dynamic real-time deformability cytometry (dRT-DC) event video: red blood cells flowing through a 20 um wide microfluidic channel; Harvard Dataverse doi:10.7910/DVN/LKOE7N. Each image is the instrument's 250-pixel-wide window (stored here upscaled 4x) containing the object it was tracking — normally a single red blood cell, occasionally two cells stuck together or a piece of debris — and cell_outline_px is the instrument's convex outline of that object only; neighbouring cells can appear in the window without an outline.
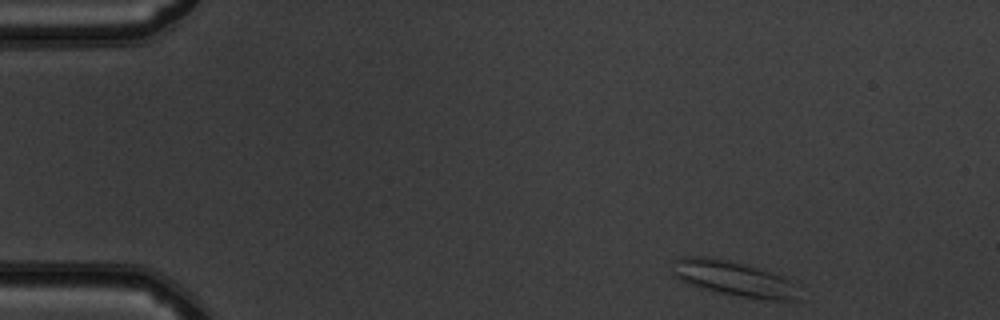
{"species": "common noctule bat (a hibernating species)", "species_latin": "Nyctalus noctula", "temperature_condition": "warm", "stored_images_in_passage": 47, "camera_frame_rate_fps": 3000, "um_per_image_px": 0.085, "animal": {"sex": "male", "body_mass_g": 19.5, "forearm_length_mm": 54.6}, "frame": {"image": 1, "passage_image": 1, "time_ms": 0.0, "image_size_px": [1000, 320], "cell_outline_px": [[800, 300], [772, 300], [740, 296], [700, 288], [688, 284], [680, 280], [672, 272], [676, 256], [704, 256], [744, 264], [784, 276], [792, 284]], "centroid_in_image_um": [62.31, 23.67], "position_along_channel_um": 22.7, "area_um2": 25.37}}
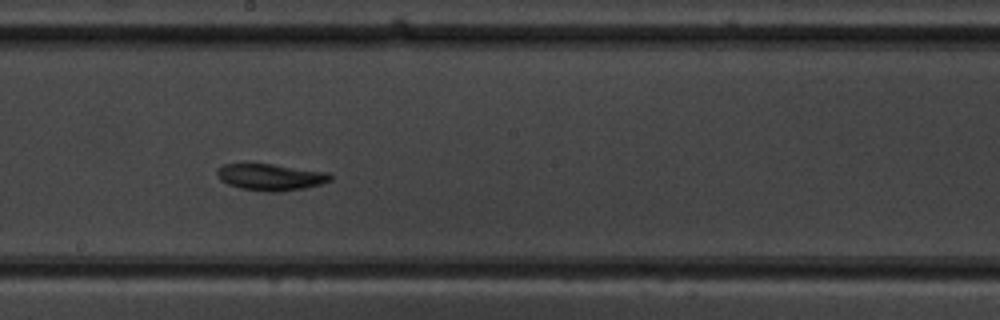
{"frame": {"image": 2, "passage_image": 24, "time_ms": 7.667, "image_size_px": [1000, 320], "cell_outline_px": [[332, 180], [320, 184], [304, 188], [280, 192], [268, 192], [240, 188], [228, 184], [220, 180], [216, 172], [224, 164], [272, 164], [332, 172]], "centroid_in_image_um": [23.06, 15.05], "position_along_channel_um": 225.1, "area_um2": 17.63}}
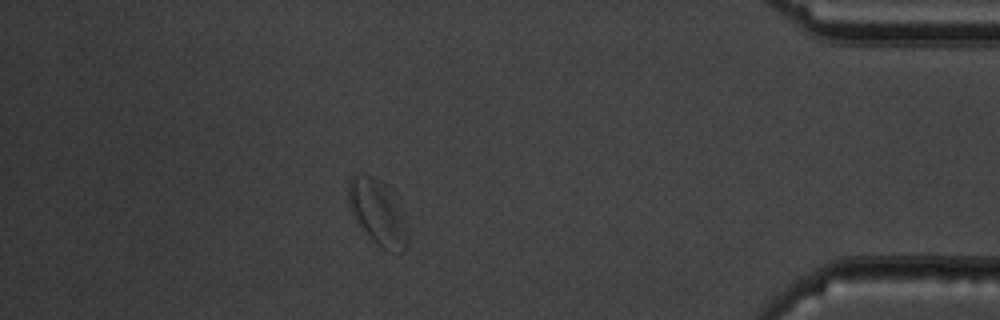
{"frame": {"image": 3, "passage_image": 41, "time_ms": 13.333, "image_size_px": [1000, 320], "cell_outline_px": [[408, 244], [404, 252], [400, 252], [384, 248], [376, 244], [360, 224], [348, 200], [348, 184], [352, 176], [372, 176], [380, 180], [396, 192], [408, 228]], "centroid_in_image_um": [32.2, 18.04], "position_along_channel_um": 403.0, "area_um2": 22.37}, "authors_computed_cell_mechanics": {"area_um2": 17.7446, "velocity_mm_per_s": 3.8312, "shape_relaxation_time_tau1_ms": 2.7945, "shape_relaxation_time_tau2_ms": 1.5485, "deformation_change_tau1": 0.1438, "deformation_change_tau2": 0.0429}}